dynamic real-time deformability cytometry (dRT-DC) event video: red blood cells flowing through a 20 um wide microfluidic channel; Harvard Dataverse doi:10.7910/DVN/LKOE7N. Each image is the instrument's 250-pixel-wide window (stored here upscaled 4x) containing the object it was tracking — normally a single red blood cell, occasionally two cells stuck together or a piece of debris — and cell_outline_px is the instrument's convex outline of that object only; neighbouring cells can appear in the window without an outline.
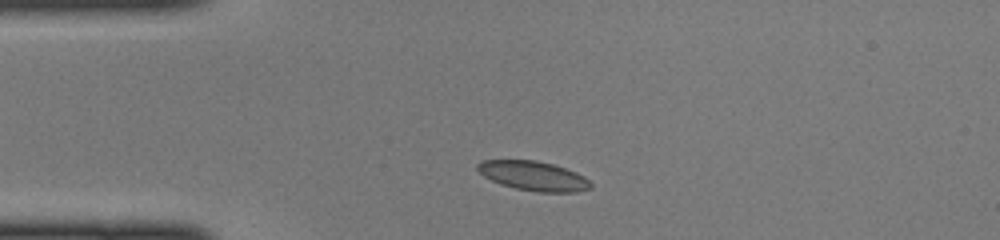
{"species": "common noctule bat (a hibernating species)", "species_latin": "Nyctalus noctula", "temperature_condition": "cold", "stored_images_in_passage": 37, "camera_frame_rate_fps": 3000, "um_per_image_px": 0.085, "animal": {"sex": "female", "body_mass_g": 22.0, "forearm_length_mm": 56.7}, "frame": {"image": 1, "passage_image": 1, "time_ms": 0.0, "image_size_px": [1000, 240], "cell_outline_px": [[592, 188], [576, 192], [540, 192], [516, 188], [500, 184], [484, 176], [476, 168], [476, 164], [480, 160], [536, 160], [552, 164], [576, 172], [584, 176], [592, 184]], "centroid_in_image_um": [45.34, 14.95], "position_along_channel_um": 39.7, "area_um2": 19.36}}
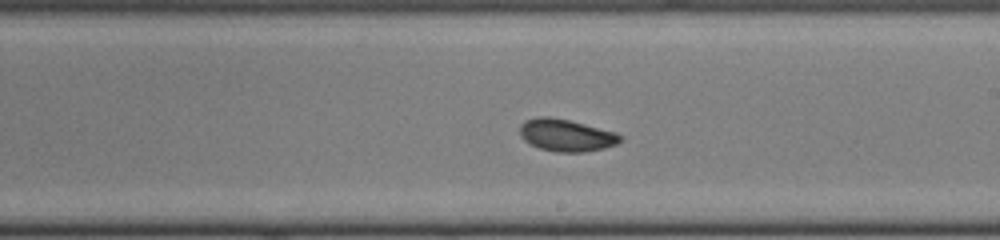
{"frame": {"image": 2, "passage_image": 17, "time_ms": 5.333, "image_size_px": [1000, 240], "cell_outline_px": [[624, 136], [616, 144], [604, 148], [584, 152], [556, 152], [540, 148], [524, 140], [520, 136], [520, 124], [524, 120], [540, 116], [548, 116], [568, 120], [616, 132]], "centroid_in_image_um": [48.12, 11.49], "position_along_channel_um": 240.9, "area_um2": 18.79}}
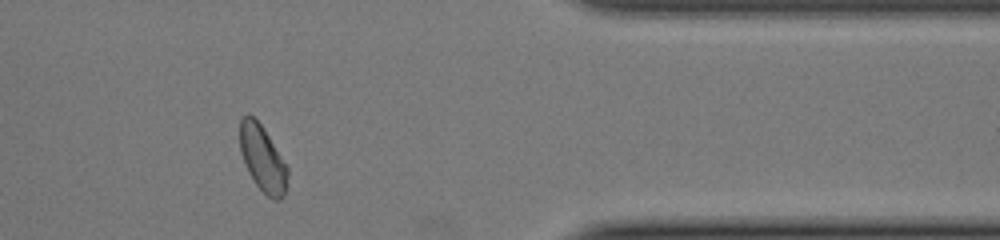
{"frame": {"image": 3, "passage_image": 29, "time_ms": 9.333, "image_size_px": [1000, 240], "cell_outline_px": [[288, 176], [284, 196], [280, 200], [272, 200], [256, 184], [248, 172], [240, 152], [240, 120], [248, 112], [260, 124], [268, 136], [288, 168]], "centroid_in_image_um": [22.31, 13.5], "position_along_channel_um": 389.1, "area_um2": 18.09}}